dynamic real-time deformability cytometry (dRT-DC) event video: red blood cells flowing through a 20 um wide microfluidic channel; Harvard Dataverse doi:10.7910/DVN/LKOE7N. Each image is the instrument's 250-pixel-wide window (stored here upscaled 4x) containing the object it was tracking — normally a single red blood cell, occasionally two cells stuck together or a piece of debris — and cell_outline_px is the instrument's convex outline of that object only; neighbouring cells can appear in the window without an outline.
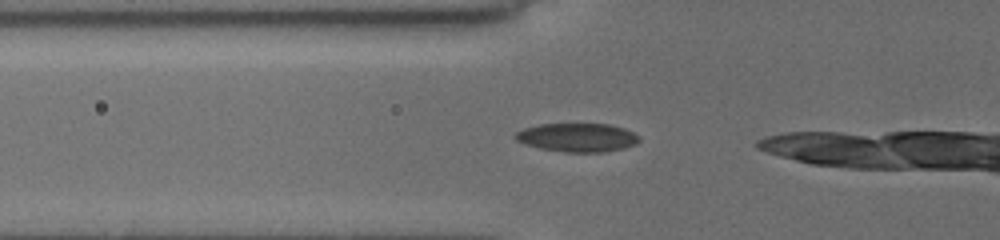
{"species": "common noctule bat (a hibernating species)", "species_latin": "Nyctalus noctula", "temperature_condition": "cold", "stored_images_in_passage": 12, "camera_frame_rate_fps": 3000, "um_per_image_px": 0.085, "animal": {"sex": "female", "body_mass_g": 19.5, "forearm_length_mm": 54.1}, "frame": {"image": 1, "passage_image": 7, "time_ms": 2.0, "image_size_px": [1000, 240], "cell_outline_px": [[640, 140], [636, 144], [624, 148], [604, 152], [564, 152], [540, 148], [524, 144], [516, 140], [512, 136], [516, 132], [524, 128], [540, 124], [608, 124], [624, 128], [640, 136]], "centroid_in_image_um": [49.06, 11.69], "position_along_channel_um": 76.7, "area_um2": 20.75}}
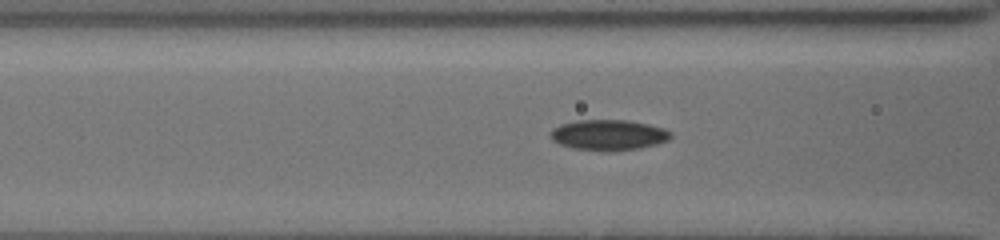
{"frame": {"image": 2, "passage_image": 10, "time_ms": 3.0, "image_size_px": [1000, 240], "cell_outline_px": [[672, 136], [668, 140], [656, 144], [640, 148], [616, 152], [600, 152], [572, 148], [560, 144], [552, 140], [552, 128], [560, 124], [576, 120], [628, 120], [648, 124], [664, 128], [672, 132]], "centroid_in_image_um": [51.74, 11.49], "position_along_channel_um": 114.9, "area_um2": 21.79}}